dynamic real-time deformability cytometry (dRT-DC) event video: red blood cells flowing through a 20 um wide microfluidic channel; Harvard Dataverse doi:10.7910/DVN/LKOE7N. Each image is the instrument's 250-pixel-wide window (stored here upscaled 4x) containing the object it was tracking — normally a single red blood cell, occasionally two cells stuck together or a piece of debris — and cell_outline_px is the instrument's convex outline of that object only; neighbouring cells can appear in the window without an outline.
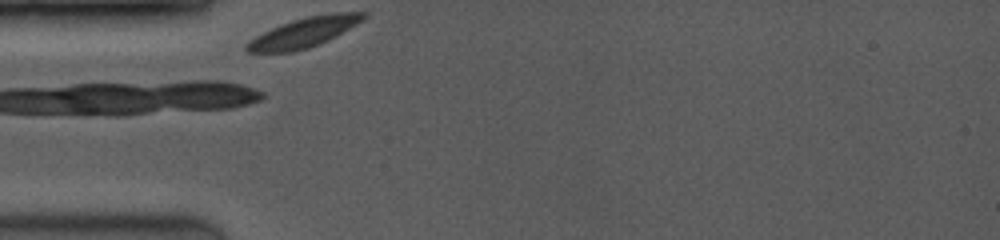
{"species": "common noctule bat (a hibernating species)", "species_latin": "Nyctalus noctula", "temperature_condition": "room temperature", "stored_images_in_passage": 18, "camera_frame_rate_fps": 3500, "um_per_image_px": 0.085, "animal": {"sex": "female", "body_mass_g": 19.0, "forearm_length_mm": 53.3}, "frame": {"image": 1, "passage_image": 1, "time_ms": 0.0, "image_size_px": [1000, 240], "cell_outline_px": [[368, 16], [356, 24], [336, 36], [328, 40], [308, 48], [292, 52], [248, 52], [244, 48], [244, 44], [248, 40], [280, 24], [292, 20], [308, 16], [328, 12], [368, 12]], "centroid_in_image_um": [25.83, 2.74], "position_along_channel_um": 59.2, "area_um2": 20.29}}
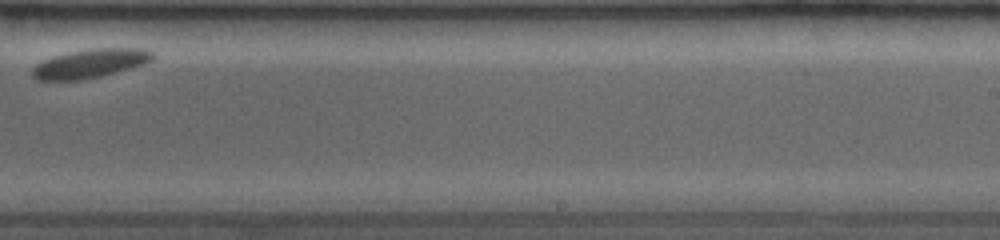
{"frame": {"image": 2, "passage_image": 14, "time_ms": 6.286, "image_size_px": [1000, 240], "cell_outline_px": [[152, 60], [144, 64], [116, 72], [100, 76], [80, 80], [36, 80], [32, 76], [32, 68], [36, 64], [52, 56], [68, 52], [92, 48], [140, 48], [152, 52]], "centroid_in_image_um": [7.62, 5.39], "position_along_channel_um": 281.4, "area_um2": 20.11}}
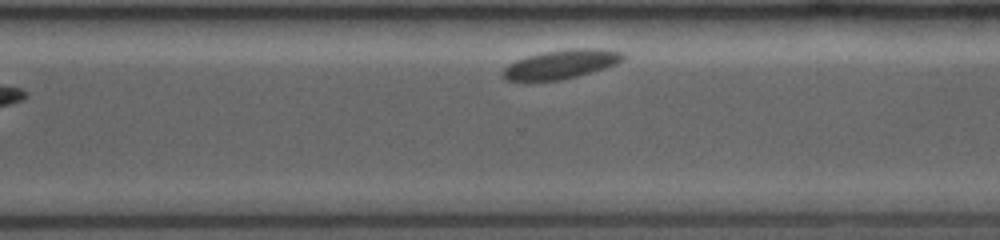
{"frame": {"image": 3, "passage_image": 17, "time_ms": 7.429, "image_size_px": [1000, 240], "cell_outline_px": [[628, 56], [624, 60], [616, 64], [604, 68], [564, 80], [528, 84], [508, 80], [500, 76], [500, 72], [508, 64], [516, 60], [528, 56], [544, 52], [568, 48], [600, 48], [624, 52]], "centroid_in_image_um": [47.64, 5.5], "position_along_channel_um": 323.0, "area_um2": 21.27}}